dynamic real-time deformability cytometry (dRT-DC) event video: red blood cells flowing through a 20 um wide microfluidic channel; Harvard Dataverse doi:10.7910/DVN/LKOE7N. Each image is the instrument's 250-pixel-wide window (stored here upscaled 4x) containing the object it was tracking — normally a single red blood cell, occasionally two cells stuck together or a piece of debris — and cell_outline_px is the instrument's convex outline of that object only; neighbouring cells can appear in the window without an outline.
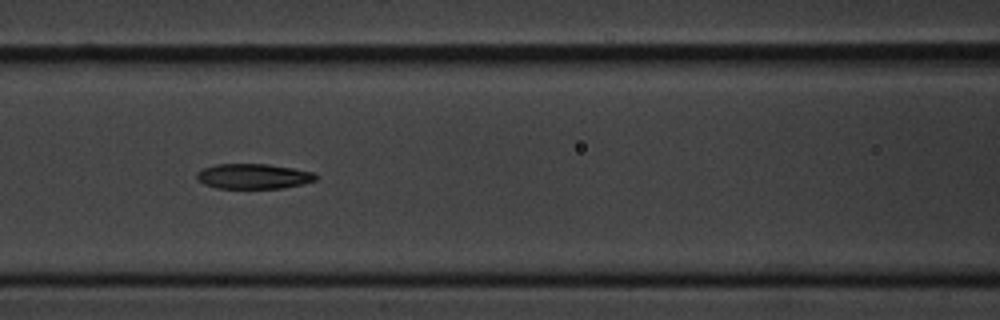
{"species": "common noctule bat (a hibernating species)", "species_latin": "Nyctalus noctula", "temperature_condition": "cold", "stored_images_in_passage": 9, "camera_frame_rate_fps": 3000, "um_per_image_px": 0.085, "animal": {"sex": "male", "body_mass_g": 20.1, "forearm_length_mm": 53.5}, "frame": {"image": 1, "passage_image": 6, "time_ms": 5.667, "image_size_px": [1000, 320], "cell_outline_px": [[316, 180], [304, 184], [284, 188], [216, 188], [204, 184], [196, 176], [196, 172], [204, 168], [216, 164], [268, 164], [292, 168], [312, 172], [316, 176]], "centroid_in_image_um": [21.54, 14.99], "position_along_channel_um": 145.1, "area_um2": 17.34}}
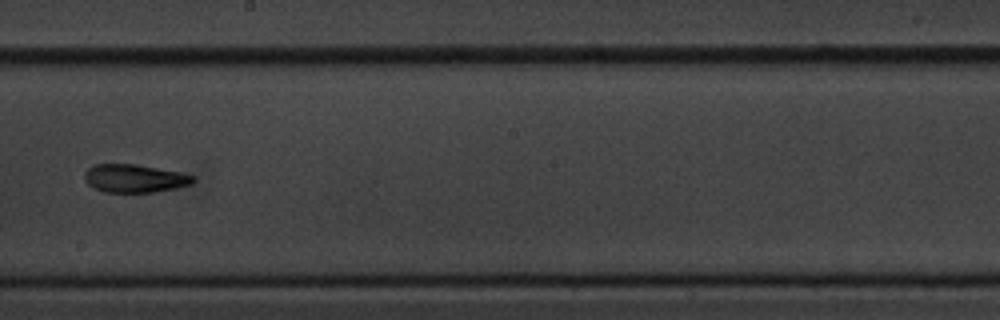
{"frame": {"image": 2, "passage_image": 8, "time_ms": 8.333, "image_size_px": [1000, 320], "cell_outline_px": [[196, 180], [192, 184], [176, 188], [152, 192], [104, 192], [88, 184], [84, 180], [84, 172], [88, 168], [96, 164], [136, 164], [180, 172], [192, 176]], "centroid_in_image_um": [11.43, 15.16], "position_along_channel_um": 236.8, "area_um2": 17.74}}
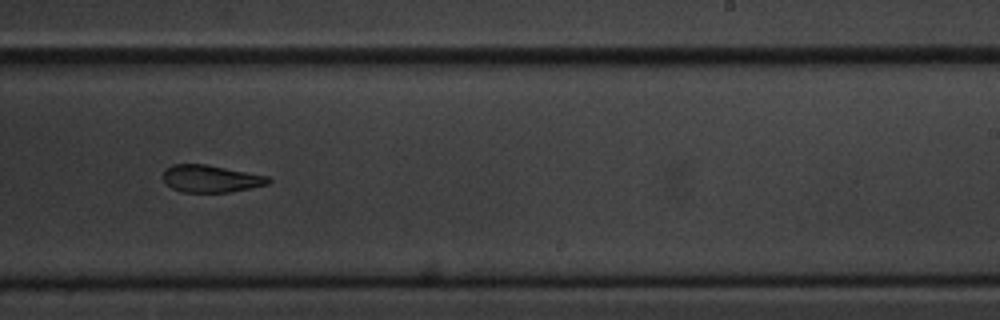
{"frame": {"image": 3, "passage_image": 9, "time_ms": 9.333, "image_size_px": [1000, 320], "cell_outline_px": [[272, 180], [268, 184], [228, 192], [180, 192], [164, 184], [164, 172], [172, 164], [204, 164], [268, 176]], "centroid_in_image_um": [17.89, 15.19], "position_along_channel_um": 271.1, "area_um2": 16.53}}